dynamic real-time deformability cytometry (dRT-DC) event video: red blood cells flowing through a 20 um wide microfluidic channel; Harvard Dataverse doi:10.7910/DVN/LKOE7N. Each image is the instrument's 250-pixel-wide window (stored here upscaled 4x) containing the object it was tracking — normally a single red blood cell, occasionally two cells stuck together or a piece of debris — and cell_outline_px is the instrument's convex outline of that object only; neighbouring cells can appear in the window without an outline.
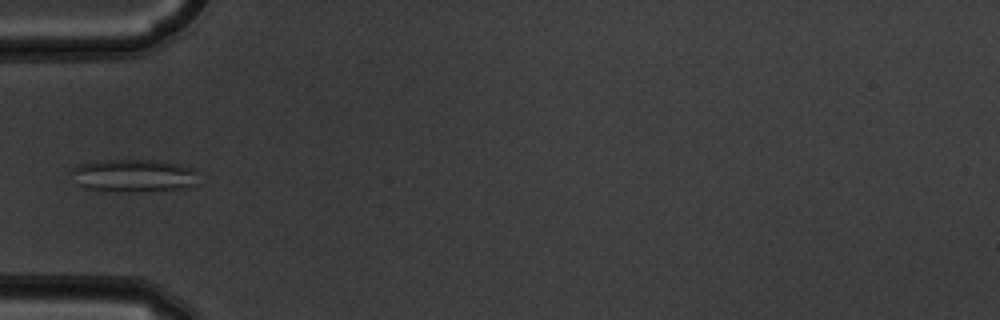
{"species": "common noctule bat (a hibernating species)", "species_latin": "Nyctalus noctula", "temperature_condition": "warm", "stored_images_in_passage": 5, "camera_frame_rate_fps": 3000, "um_per_image_px": 0.085, "animal": {"sex": "male", "body_mass_g": 19.5, "forearm_length_mm": 54.6}, "frame": {"image": 1, "passage_image": 5, "time_ms": 1.333, "image_size_px": [1000, 320], "cell_outline_px": [[196, 184], [180, 188], [84, 188], [76, 184], [68, 172], [72, 168], [80, 164], [100, 160], [156, 160], [180, 164], [196, 168]], "centroid_in_image_um": [11.31, 14.84], "position_along_channel_um": 73.7, "area_um2": 23.0}}